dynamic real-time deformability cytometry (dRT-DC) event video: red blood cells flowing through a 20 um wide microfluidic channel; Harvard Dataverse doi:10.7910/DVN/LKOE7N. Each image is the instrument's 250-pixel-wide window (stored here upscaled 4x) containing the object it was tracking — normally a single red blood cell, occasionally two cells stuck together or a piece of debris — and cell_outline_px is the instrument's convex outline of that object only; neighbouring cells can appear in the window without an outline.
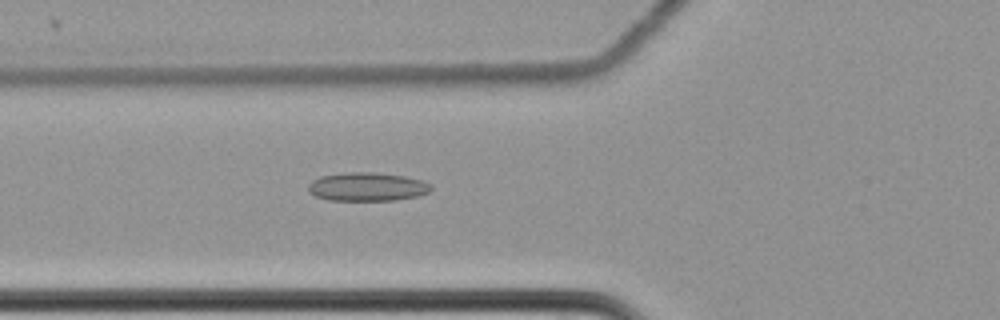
{"species": "common noctule bat (a hibernating species)", "species_latin": "Nyctalus noctula", "temperature_condition": "cold", "stored_images_in_passage": 61, "camera_frame_rate_fps": 3000, "um_per_image_px": 0.085, "animal": {"sex": "female", "body_mass_g": 22.7, "forearm_length_mm": 54.2}, "frame": {"image": 1, "passage_image": 24, "time_ms": 7.667, "image_size_px": [1000, 320], "cell_outline_px": [[432, 188], [428, 192], [416, 196], [396, 200], [328, 200], [316, 196], [308, 192], [308, 184], [312, 180], [320, 176], [348, 172], [372, 172], [404, 176], [424, 180], [432, 184]], "centroid_in_image_um": [31.21, 15.87], "position_along_channel_um": 94.6, "area_um2": 20.52}}
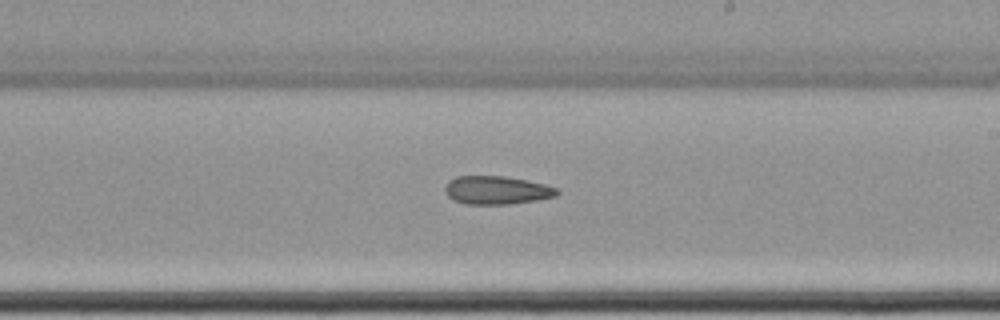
{"frame": {"image": 2, "passage_image": 37, "time_ms": 12.0, "image_size_px": [1000, 320], "cell_outline_px": [[560, 192], [556, 196], [536, 200], [508, 204], [468, 204], [452, 200], [444, 192], [444, 188], [448, 180], [456, 176], [504, 176], [528, 180], [560, 188]], "centroid_in_image_um": [42.22, 16.16], "position_along_channel_um": 246.8, "area_um2": 18.67}}
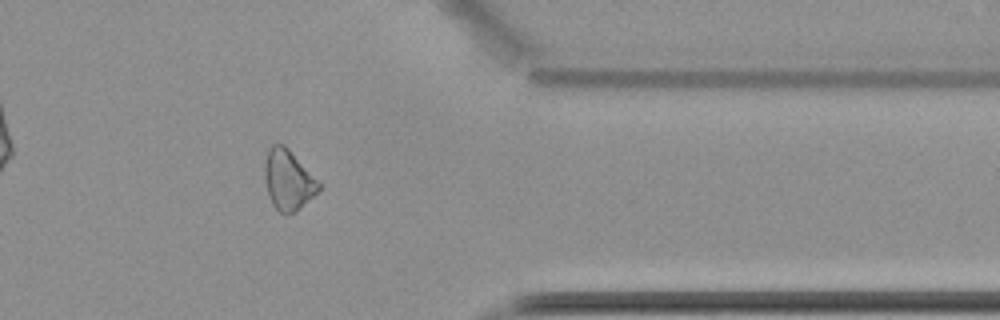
{"frame": {"image": 3, "passage_image": 50, "time_ms": 16.333, "image_size_px": [1000, 320], "cell_outline_px": [[320, 188], [300, 208], [284, 216], [272, 204], [268, 196], [264, 180], [264, 168], [268, 148], [272, 144], [284, 144], [288, 148], [320, 184]], "centroid_in_image_um": [24.44, 15.3], "position_along_channel_um": 387.0, "area_um2": 18.67}, "authors_computed_cell_mechanics": {"area_um2": 20.519, "velocity_mm_per_s": 3.506, "shape_relaxation_time_tau1_ms": null, "shape_relaxation_time_tau2_ms": 9.9084, "deformation_change_tau1": null, "deformation_change_tau2": 0.2065}}